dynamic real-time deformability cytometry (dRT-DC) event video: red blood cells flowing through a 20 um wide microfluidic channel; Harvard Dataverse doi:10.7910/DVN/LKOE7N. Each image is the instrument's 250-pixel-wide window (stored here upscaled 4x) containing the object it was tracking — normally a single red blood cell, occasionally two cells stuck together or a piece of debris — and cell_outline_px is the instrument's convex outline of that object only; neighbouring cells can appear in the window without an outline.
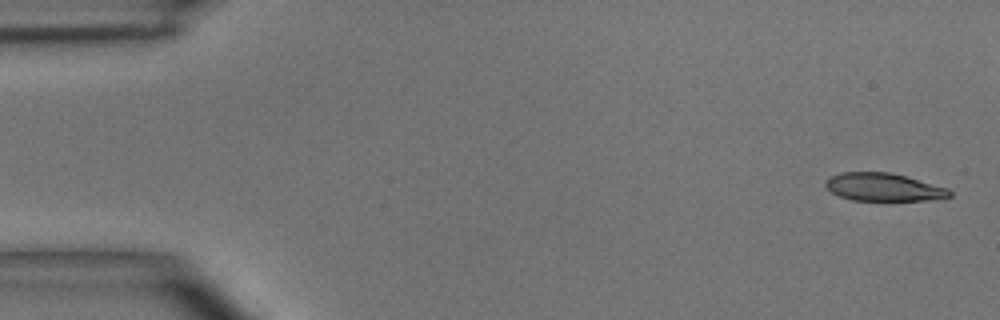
{"species": "common noctule bat (a hibernating species)", "species_latin": "Nyctalus noctula", "temperature_condition": "room temperature", "stored_images_in_passage": 7, "camera_frame_rate_fps": 3000, "um_per_image_px": 0.085, "animal": {"sex": "male", "body_mass_g": 15.6}, "frame": {"image": 1, "passage_image": 1, "time_ms": 0.0, "image_size_px": [1000, 320], "cell_outline_px": [[952, 196], [944, 200], [852, 200], [840, 196], [832, 192], [824, 184], [832, 176], [840, 172], [892, 172], [948, 188], [952, 192]], "centroid_in_image_um": [75.18, 15.91], "position_along_channel_um": 9.8, "area_um2": 20.23}}
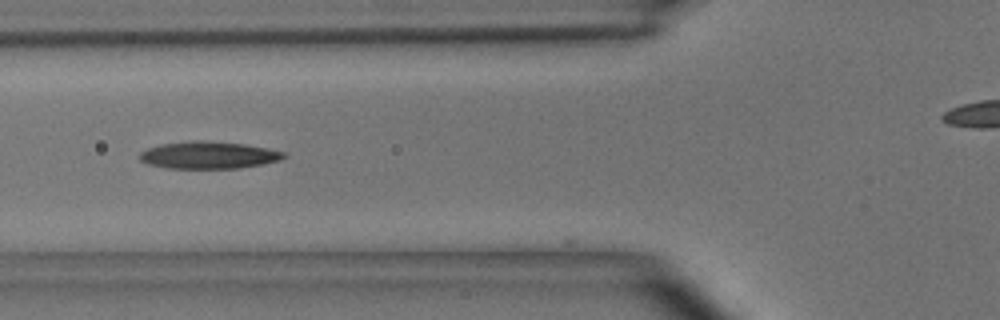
{"frame": {"image": 2, "passage_image": 6, "time_ms": 5.667, "image_size_px": [1000, 320], "cell_outline_px": [[288, 156], [280, 160], [264, 164], [240, 168], [164, 168], [148, 164], [140, 160], [140, 152], [148, 148], [160, 144], [188, 140], [204, 140], [244, 144], [268, 148], [284, 152]], "centroid_in_image_um": [17.73, 13.18], "position_along_channel_um": 108.1, "area_um2": 23.06}}